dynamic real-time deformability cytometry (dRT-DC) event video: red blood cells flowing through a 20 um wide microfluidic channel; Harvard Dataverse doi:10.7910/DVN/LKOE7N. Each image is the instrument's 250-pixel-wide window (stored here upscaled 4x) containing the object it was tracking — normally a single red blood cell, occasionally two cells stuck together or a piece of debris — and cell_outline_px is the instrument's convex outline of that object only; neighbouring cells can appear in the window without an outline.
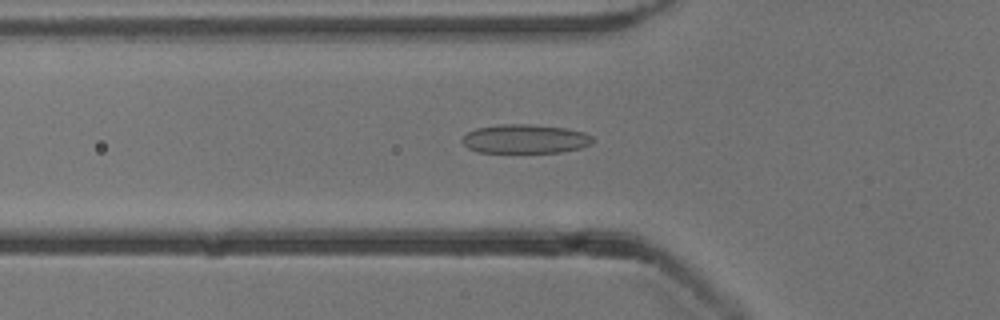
{"species": "common noctule bat (a hibernating species)", "species_latin": "Nyctalus noctula", "temperature_condition": "cold", "stored_images_in_passage": 29, "camera_frame_rate_fps": 3000, "um_per_image_px": 0.085, "animal": {"sex": "male", "body_mass_g": 13.3}, "frame": {"image": 1, "passage_image": 18, "time_ms": 5.667, "image_size_px": [1000, 320], "cell_outline_px": [[596, 140], [592, 144], [580, 148], [560, 152], [476, 152], [468, 148], [460, 140], [468, 132], [476, 128], [500, 124], [532, 124], [568, 128], [584, 132], [592, 136]], "centroid_in_image_um": [44.66, 11.8], "position_along_channel_um": 81.1, "area_um2": 22.25}}
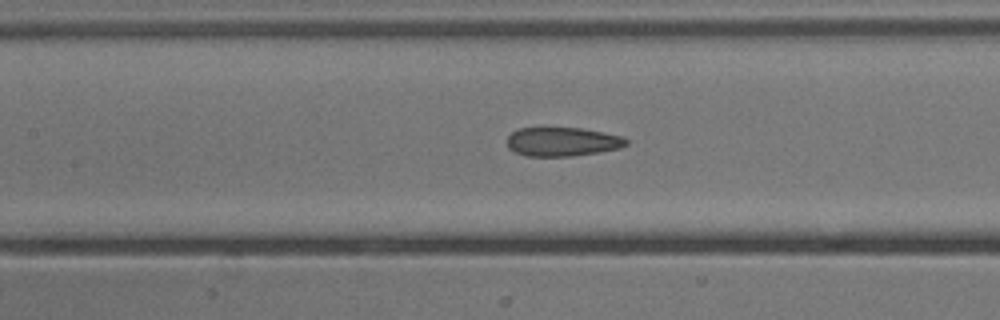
{"frame": {"image": 2, "passage_image": 24, "time_ms": 7.667, "image_size_px": [1000, 320], "cell_outline_px": [[628, 144], [620, 148], [600, 152], [572, 156], [524, 156], [508, 148], [508, 136], [512, 132], [520, 128], [580, 128], [624, 136], [628, 140]], "centroid_in_image_um": [47.83, 12.05], "position_along_channel_um": 159.6, "area_um2": 20.11}}
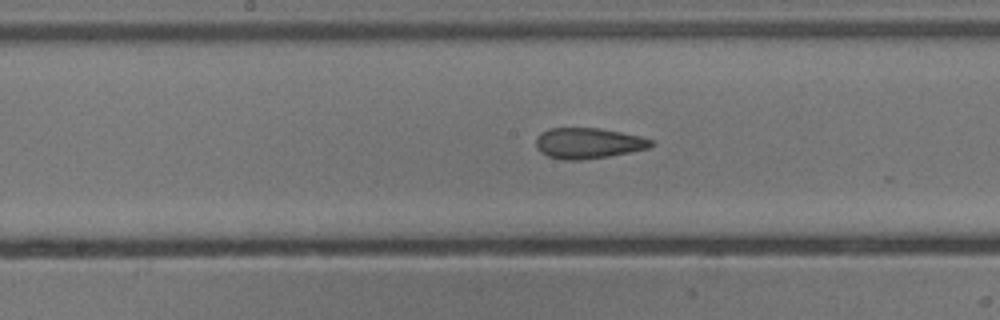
{"frame": {"image": 3, "passage_image": 27, "time_ms": 8.667, "image_size_px": [1000, 320], "cell_outline_px": [[652, 144], [648, 148], [608, 156], [580, 160], [564, 160], [548, 156], [540, 152], [536, 148], [536, 140], [540, 132], [548, 128], [600, 128], [640, 136], [652, 140]], "centroid_in_image_um": [49.94, 12.16], "position_along_channel_um": 198.3, "area_um2": 20.46}}